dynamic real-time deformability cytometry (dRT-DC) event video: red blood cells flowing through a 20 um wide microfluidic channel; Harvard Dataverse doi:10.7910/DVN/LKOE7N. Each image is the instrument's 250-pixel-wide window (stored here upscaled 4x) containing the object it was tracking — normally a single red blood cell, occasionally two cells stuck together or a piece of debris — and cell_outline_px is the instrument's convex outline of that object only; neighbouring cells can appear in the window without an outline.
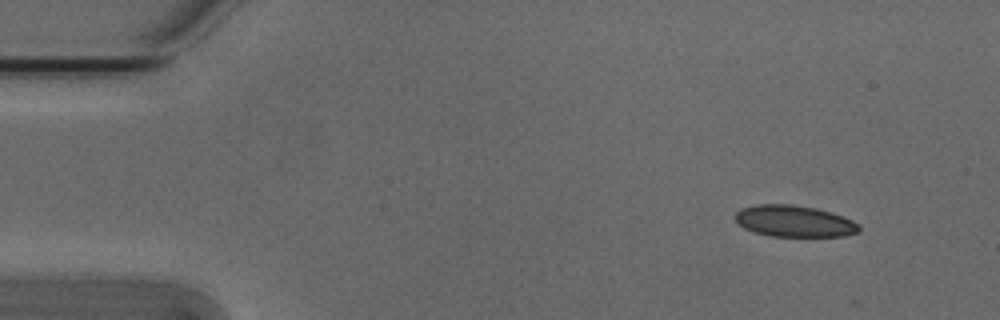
{"species": "Egyptian fruit bat (a non-hibernating species)", "species_latin": "Rousettus aegyptiacus", "temperature_condition": "cold", "stored_images_in_passage": 4, "camera_frame_rate_fps": 3000, "um_per_image_px": 0.085, "animal": {"sex": "male"}, "frame": {"image": 1, "passage_image": 1, "time_ms": 0.0, "image_size_px": [1000, 320], "cell_outline_px": [[860, 232], [844, 236], [768, 236], [744, 228], [736, 220], [736, 212], [740, 208], [756, 204], [792, 204], [816, 208], [844, 216], [860, 224]], "centroid_in_image_um": [67.54, 18.79], "position_along_channel_um": 17.5, "area_um2": 22.83}}